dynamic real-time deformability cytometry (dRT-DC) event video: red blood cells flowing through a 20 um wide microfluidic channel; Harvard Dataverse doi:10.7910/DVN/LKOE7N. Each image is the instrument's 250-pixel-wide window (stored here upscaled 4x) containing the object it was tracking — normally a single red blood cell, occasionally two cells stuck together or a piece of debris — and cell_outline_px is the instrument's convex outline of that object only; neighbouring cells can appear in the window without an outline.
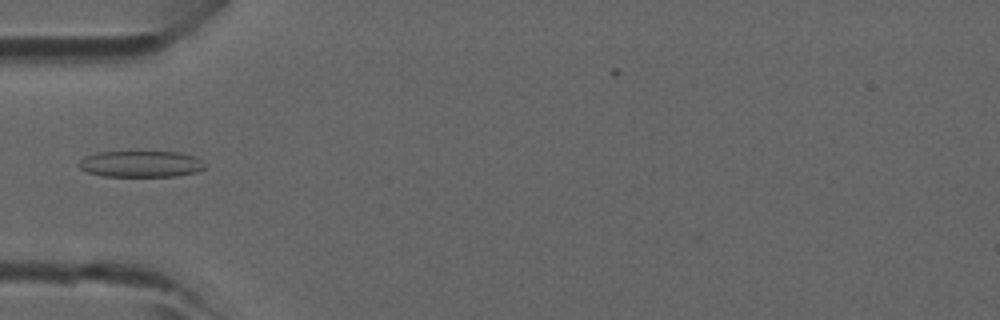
{"species": "common noctule bat (a hibernating species)", "species_latin": "Nyctalus noctula", "temperature_condition": "room temperature", "stored_images_in_passage": 6, "camera_frame_rate_fps": 3000, "um_per_image_px": 0.085, "animal": {"sex": "male", "forearm_length_mm": 52.5}, "frame": {"image": 1, "passage_image": 5, "time_ms": 1.333, "image_size_px": [1000, 320], "cell_outline_px": [[208, 164], [204, 168], [196, 172], [176, 176], [104, 176], [88, 172], [80, 168], [76, 164], [84, 156], [96, 152], [180, 152], [196, 156]], "centroid_in_image_um": [11.99, 13.93], "position_along_channel_um": 73.0, "area_um2": 19.54}}
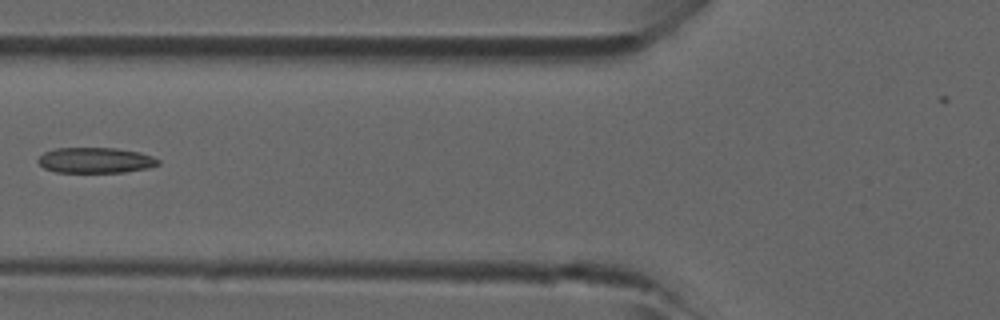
{"frame": {"image": 2, "passage_image": 6, "time_ms": 1.667, "image_size_px": [1000, 320], "cell_outline_px": [[160, 164], [148, 168], [124, 172], [56, 172], [44, 168], [36, 160], [44, 152], [56, 148], [116, 148], [140, 152], [152, 156], [160, 160]], "centroid_in_image_um": [8.12, 13.62], "position_along_channel_um": 117.7, "area_um2": 17.92}}